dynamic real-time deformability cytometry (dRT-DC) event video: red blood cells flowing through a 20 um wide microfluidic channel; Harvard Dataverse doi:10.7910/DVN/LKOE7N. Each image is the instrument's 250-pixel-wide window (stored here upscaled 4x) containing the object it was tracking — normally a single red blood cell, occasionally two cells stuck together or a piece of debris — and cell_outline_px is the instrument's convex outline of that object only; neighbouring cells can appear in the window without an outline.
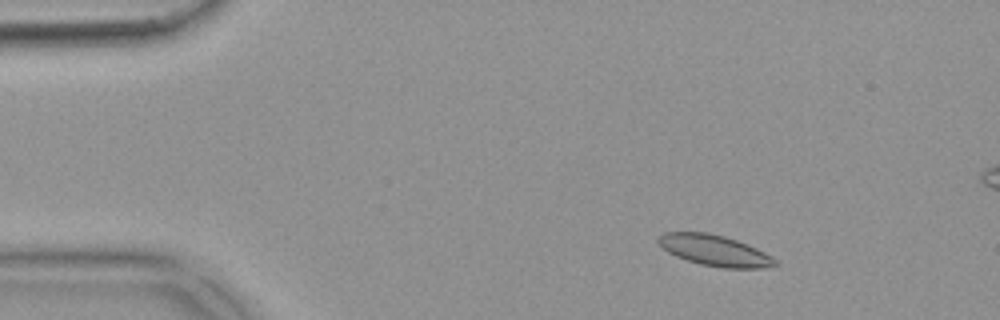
{"species": "common noctule bat (a hibernating species)", "species_latin": "Nyctalus noctula", "temperature_condition": "warm", "stored_images_in_passage": 53, "camera_frame_rate_fps": 3000, "um_per_image_px": 0.085, "animal": {"sex": "female", "body_mass_g": 18.4}, "frame": {"image": 1, "passage_image": 7, "time_ms": 2.0, "image_size_px": [1000, 320], "cell_outline_px": [[780, 264], [764, 268], [724, 268], [700, 264], [676, 256], [668, 252], [656, 240], [664, 232], [708, 232], [724, 236], [736, 240], [756, 248], [772, 256]], "centroid_in_image_um": [60.76, 21.29], "position_along_channel_um": 24.2, "area_um2": 20.92}}
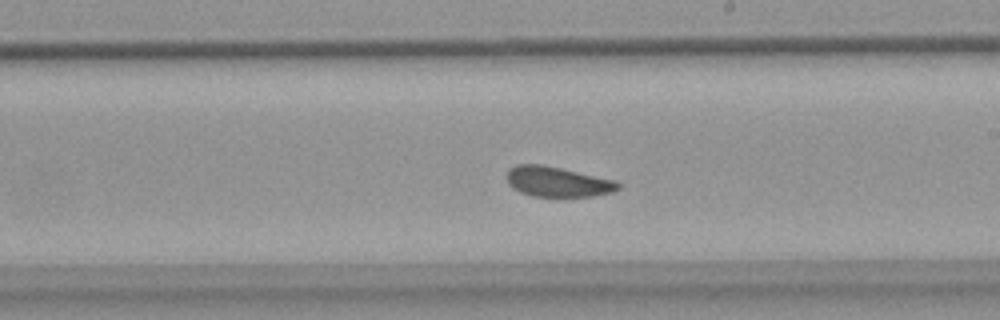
{"frame": {"image": 2, "passage_image": 30, "time_ms": 9.667, "image_size_px": [1000, 320], "cell_outline_px": [[620, 188], [612, 192], [592, 196], [532, 196], [520, 192], [512, 188], [508, 184], [504, 176], [508, 168], [516, 164], [540, 164], [560, 168], [616, 180], [620, 184]], "centroid_in_image_um": [47.32, 15.44], "position_along_channel_um": 241.7, "area_um2": 19.71}}
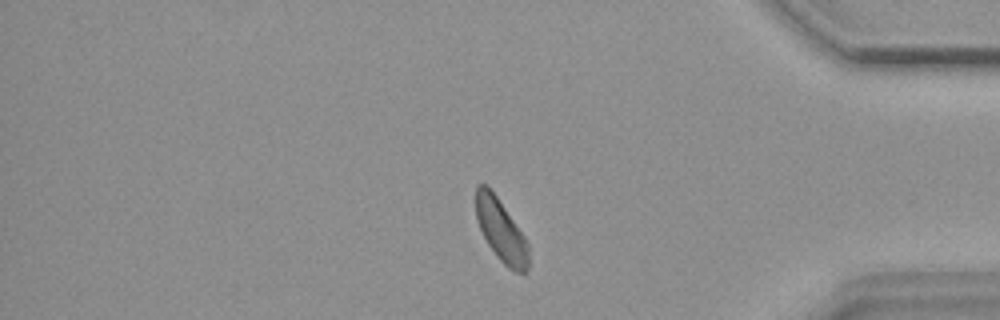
{"frame": {"image": 3, "passage_image": 44, "time_ms": 14.333, "image_size_px": [1000, 320], "cell_outline_px": [[528, 268], [524, 272], [516, 272], [508, 268], [496, 256], [488, 244], [476, 220], [476, 184], [488, 184], [524, 236], [528, 244]], "centroid_in_image_um": [42.57, 19.57], "position_along_channel_um": 392.6, "area_um2": 18.9}, "authors_computed_cell_mechanics": {"area_um2": 20.3456, "velocity_mm_per_s": 3.7852, "shape_relaxation_time_tau1_ms": 4.95, "shape_relaxation_time_tau2_ms": 2.0716, "deformation_change_tau1": 0.0681, "deformation_change_tau2": 0.0644}}